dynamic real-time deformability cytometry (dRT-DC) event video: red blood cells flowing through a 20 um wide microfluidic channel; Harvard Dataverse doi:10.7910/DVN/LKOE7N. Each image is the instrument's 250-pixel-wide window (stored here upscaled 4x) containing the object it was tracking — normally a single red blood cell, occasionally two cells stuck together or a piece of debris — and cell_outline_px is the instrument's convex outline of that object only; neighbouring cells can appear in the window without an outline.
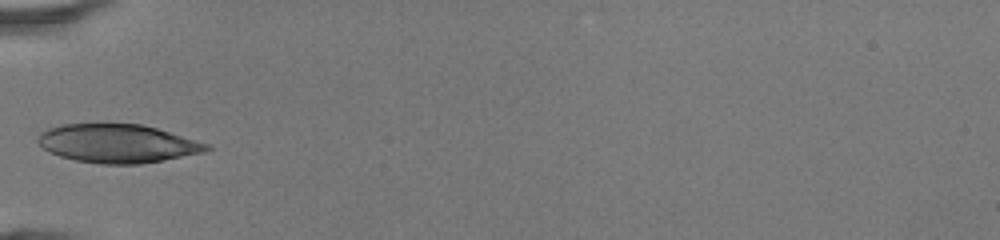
{"species": "human", "species_latin": "Homo sapiens", "temperature_condition": "room temperature", "stored_images_in_passage": 19, "camera_frame_rate_fps": 3000, "um_per_image_px": 0.085, "donor": {"sex": "female"}, "frame": {"image": 1, "passage_image": 1, "time_ms": 0.0, "image_size_px": [1000, 240], "cell_outline_px": [[188, 152], [156, 160], [84, 160], [68, 156], [60, 128], [76, 124], [132, 124], [152, 128], [164, 132], [180, 140]], "centroid_in_image_um": [10.14, 12.12], "position_along_channel_um": 74.9, "area_um2": 27.4}}
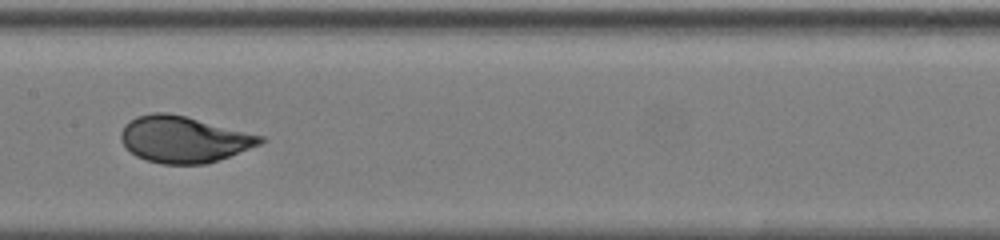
{"frame": {"image": 2, "passage_image": 9, "time_ms": 2.667, "image_size_px": [1000, 240], "cell_outline_px": [[260, 140], [252, 144], [224, 156], [212, 160], [188, 164], [176, 164], [152, 160], [140, 156], [128, 148], [124, 140], [124, 132], [128, 124], [144, 116], [180, 116], [252, 136]], "centroid_in_image_um": [15.48, 11.89], "position_along_channel_um": 191.9, "area_um2": 32.43}}
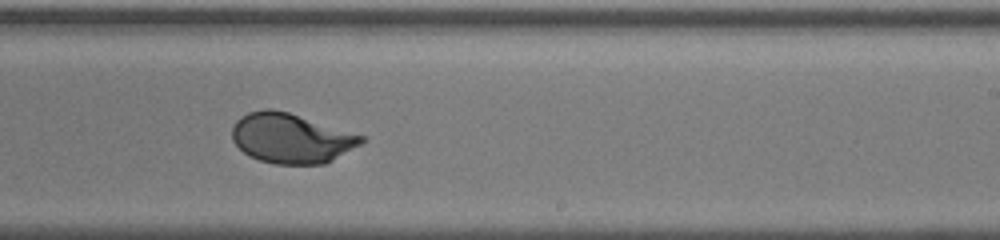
{"frame": {"image": 3, "passage_image": 14, "time_ms": 4.333, "image_size_px": [1000, 240], "cell_outline_px": [[360, 140], [328, 160], [312, 164], [288, 164], [264, 160], [240, 148], [236, 140], [236, 124], [244, 116], [256, 112], [284, 112], [356, 136]], "centroid_in_image_um": [24.65, 11.78], "position_along_channel_um": 264.3, "area_um2": 32.83}}